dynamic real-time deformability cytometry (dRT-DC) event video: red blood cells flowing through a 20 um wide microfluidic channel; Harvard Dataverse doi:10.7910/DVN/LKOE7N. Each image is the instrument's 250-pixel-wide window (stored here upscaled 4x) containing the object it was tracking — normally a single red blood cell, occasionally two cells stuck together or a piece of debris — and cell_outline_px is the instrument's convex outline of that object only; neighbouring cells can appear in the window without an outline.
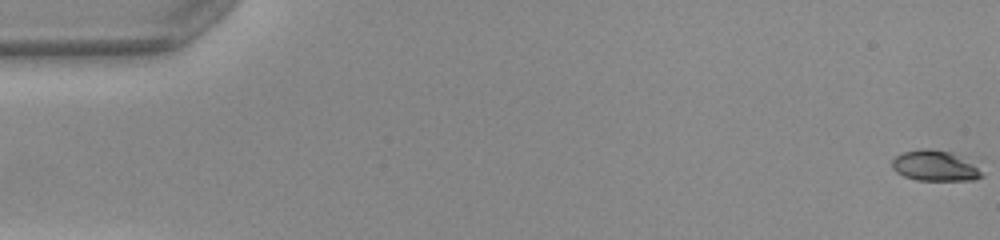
{"species": "common noctule bat (a hibernating species)", "species_latin": "Nyctalus noctula", "temperature_condition": "warm", "stored_images_in_passage": 8, "camera_frame_rate_fps": 3000, "um_per_image_px": 0.085, "animal": {"sex": "female", "body_mass_g": 22.0, "forearm_length_mm": 56.7}, "frame": {"image": 1, "passage_image": 1, "time_ms": 0.0, "image_size_px": [1000, 240], "cell_outline_px": [[984, 176], [972, 180], [916, 180], [904, 176], [896, 172], [892, 168], [892, 160], [896, 156], [904, 152], [920, 148], [928, 148], [952, 152], [972, 164]], "centroid_in_image_um": [79.4, 14.09], "position_along_channel_um": 5.6, "area_um2": 15.72}}